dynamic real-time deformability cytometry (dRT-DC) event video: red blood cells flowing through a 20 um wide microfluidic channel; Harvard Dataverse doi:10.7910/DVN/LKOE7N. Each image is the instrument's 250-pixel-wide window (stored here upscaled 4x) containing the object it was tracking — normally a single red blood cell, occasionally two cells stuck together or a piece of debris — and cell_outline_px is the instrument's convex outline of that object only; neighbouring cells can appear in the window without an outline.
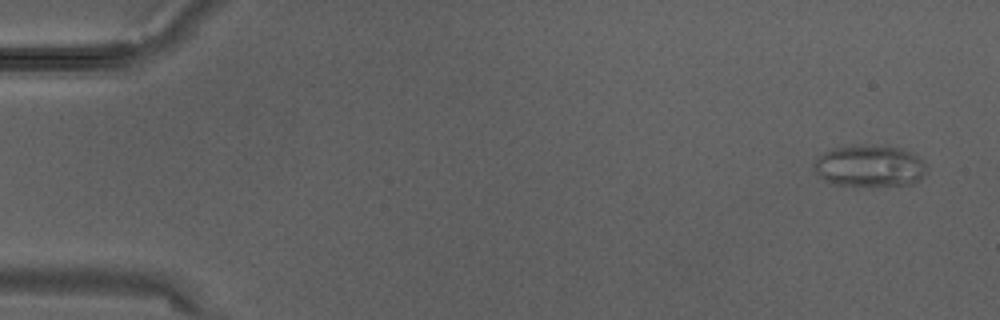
{"species": "Egyptian fruit bat (a non-hibernating species)", "species_latin": "Rousettus aegyptiacus", "temperature_condition": "warm", "stored_images_in_passage": 4, "camera_frame_rate_fps": 3000, "um_per_image_px": 0.085, "animal": {"sex": "male"}, "frame": {"image": 1, "passage_image": 4, "time_ms": 1.0, "image_size_px": [1000, 320], "cell_outline_px": [[924, 176], [920, 180], [912, 184], [832, 184], [824, 180], [812, 168], [812, 164], [816, 156], [824, 152], [836, 148], [900, 148], [924, 160]], "centroid_in_image_um": [73.87, 14.14], "position_along_channel_um": 11.1, "area_um2": 25.95}}